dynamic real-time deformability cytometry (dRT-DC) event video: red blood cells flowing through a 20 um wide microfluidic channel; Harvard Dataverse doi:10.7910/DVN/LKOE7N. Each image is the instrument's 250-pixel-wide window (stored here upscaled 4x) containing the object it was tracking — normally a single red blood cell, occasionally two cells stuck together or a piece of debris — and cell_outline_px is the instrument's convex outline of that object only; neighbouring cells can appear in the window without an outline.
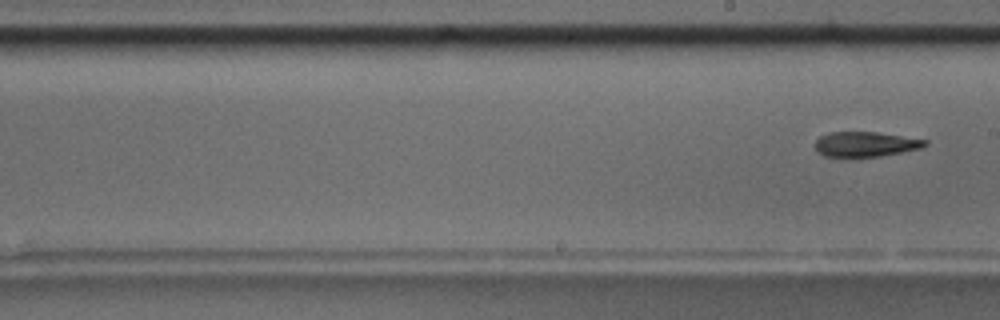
{"species": "common noctule bat (a hibernating species)", "species_latin": "Nyctalus noctula", "temperature_condition": "room temperature", "stored_images_in_passage": 12, "segment_of_instrument_passage": [2, 2], "camera_frame_rate_fps": 3000, "um_per_image_px": 0.085, "animal": {"sex": "male", "body_mass_g": 17.5, "forearm_length_mm": 52.3}, "frame": {"image": 1, "passage_image": 12, "time_ms": 12.667, "image_size_px": [1000, 320], "cell_outline_px": [[928, 144], [920, 148], [880, 156], [824, 156], [816, 148], [816, 140], [820, 136], [832, 132], [876, 132], [928, 140]], "centroid_in_image_um": [73.58, 12.24], "position_along_channel_um": 215.4, "area_um2": 15.61}}